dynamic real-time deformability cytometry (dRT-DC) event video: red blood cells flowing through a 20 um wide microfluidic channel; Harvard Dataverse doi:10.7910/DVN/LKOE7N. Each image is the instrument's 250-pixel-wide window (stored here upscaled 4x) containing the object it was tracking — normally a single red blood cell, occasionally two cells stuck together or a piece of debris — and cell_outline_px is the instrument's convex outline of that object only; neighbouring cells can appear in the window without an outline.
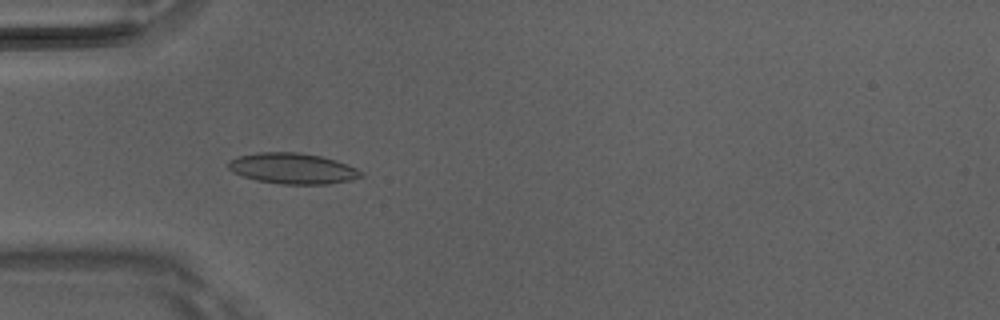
{"species": "Egyptian fruit bat (a non-hibernating species)", "species_latin": "Rousettus aegyptiacus", "temperature_condition": "room temperature", "stored_images_in_passage": 4, "camera_frame_rate_fps": 3000, "um_per_image_px": 0.085, "animal": {"sex": "male"}, "frame": {"image": 1, "passage_image": 3, "time_ms": 0.667, "image_size_px": [1000, 320], "cell_outline_px": [[364, 176], [352, 180], [328, 184], [280, 184], [256, 180], [232, 172], [228, 168], [228, 160], [236, 156], [256, 152], [296, 152], [320, 156], [336, 160], [356, 168], [364, 172]], "centroid_in_image_um": [24.87, 14.32], "position_along_channel_um": 60.1, "area_um2": 23.99}}